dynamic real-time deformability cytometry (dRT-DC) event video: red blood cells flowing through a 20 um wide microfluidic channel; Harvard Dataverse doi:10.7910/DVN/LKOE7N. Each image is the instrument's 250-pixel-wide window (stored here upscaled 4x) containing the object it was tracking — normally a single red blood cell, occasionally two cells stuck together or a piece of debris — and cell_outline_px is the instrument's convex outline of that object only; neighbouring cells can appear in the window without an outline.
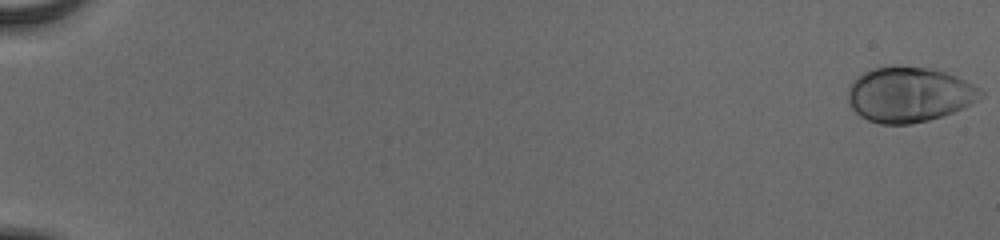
{"species": "human", "species_latin": "Homo sapiens", "temperature_condition": "cold", "stored_images_in_passage": 56, "camera_frame_rate_fps": 3000, "um_per_image_px": 0.085, "donor": {"sex": "male"}, "frame": {"image": 1, "passage_image": 1, "time_ms": 0.0, "image_size_px": [1000, 240], "cell_outline_px": [[984, 96], [964, 108], [928, 120], [908, 124], [880, 124], [868, 120], [860, 116], [852, 108], [848, 100], [848, 88], [852, 80], [856, 76], [872, 68], [932, 68], [956, 76], [980, 88], [984, 92]], "centroid_in_image_um": [77.27, 8.06], "position_along_channel_um": 7.7, "area_um2": 42.19}}
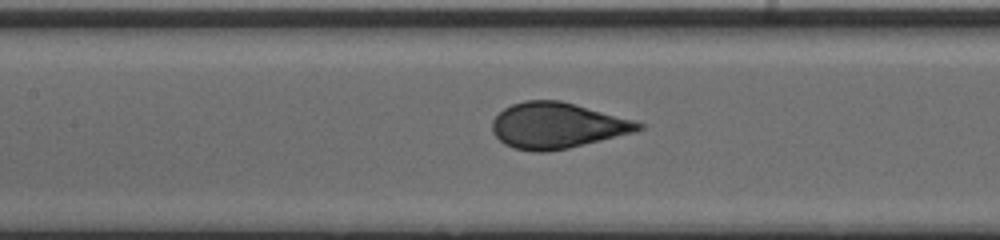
{"frame": {"image": 2, "passage_image": 29, "time_ms": 9.333, "image_size_px": [1000, 240], "cell_outline_px": [[644, 128], [636, 132], [568, 148], [544, 152], [532, 152], [512, 148], [504, 144], [492, 132], [492, 120], [504, 108], [512, 104], [524, 100], [560, 100], [632, 120], [644, 124]], "centroid_in_image_um": [47.32, 10.68], "position_along_channel_um": 160.1, "area_um2": 38.9}}
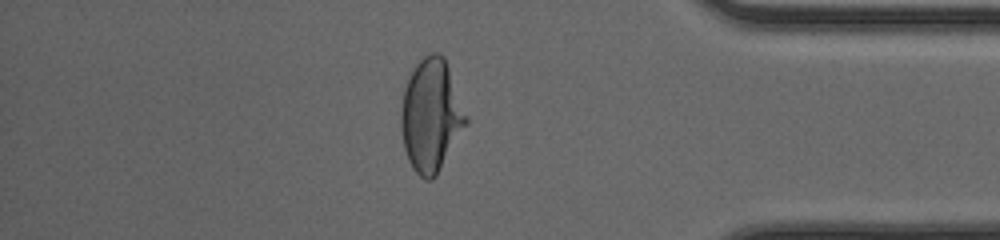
{"frame": {"image": 3, "passage_image": 49, "time_ms": 16.0, "image_size_px": [1000, 240], "cell_outline_px": [[468, 124], [436, 176], [432, 180], [424, 180], [412, 168], [408, 160], [404, 148], [400, 128], [400, 108], [404, 88], [408, 76], [412, 68], [424, 56], [432, 52], [440, 52], [444, 56], [468, 116]], "centroid_in_image_um": [36.63, 9.81], "position_along_channel_um": 398.6, "area_um2": 43.23}}